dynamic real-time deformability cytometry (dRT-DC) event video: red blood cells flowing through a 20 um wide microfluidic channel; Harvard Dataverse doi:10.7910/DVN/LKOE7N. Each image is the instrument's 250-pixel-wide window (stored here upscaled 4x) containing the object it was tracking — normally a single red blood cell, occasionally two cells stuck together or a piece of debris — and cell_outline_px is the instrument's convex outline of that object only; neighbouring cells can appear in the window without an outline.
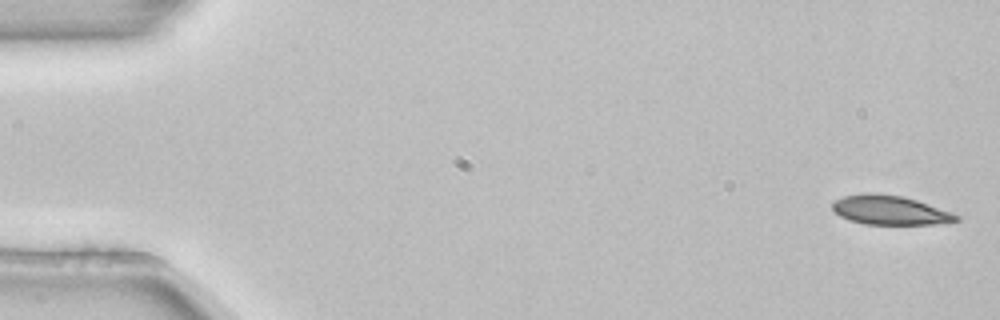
{"species": "common noctule bat (a hibernating species)", "species_latin": "Nyctalus noctula", "temperature_condition": "room temperature", "stored_images_in_passage": 2, "camera_frame_rate_fps": 3000, "um_per_image_px": 0.085, "animal": {"sex": "female", "body_mass_g": 22.7, "forearm_length_mm": 54.2}, "frame": {"image": 1, "passage_image": 2, "time_ms": 0.333, "image_size_px": [1000, 320], "cell_outline_px": [[960, 220], [936, 224], [864, 224], [848, 220], [840, 216], [832, 208], [832, 204], [836, 200], [844, 196], [868, 192], [876, 192], [904, 196], [952, 212], [960, 216]], "centroid_in_image_um": [75.65, 17.85], "position_along_channel_um": 9.4, "area_um2": 21.15}}